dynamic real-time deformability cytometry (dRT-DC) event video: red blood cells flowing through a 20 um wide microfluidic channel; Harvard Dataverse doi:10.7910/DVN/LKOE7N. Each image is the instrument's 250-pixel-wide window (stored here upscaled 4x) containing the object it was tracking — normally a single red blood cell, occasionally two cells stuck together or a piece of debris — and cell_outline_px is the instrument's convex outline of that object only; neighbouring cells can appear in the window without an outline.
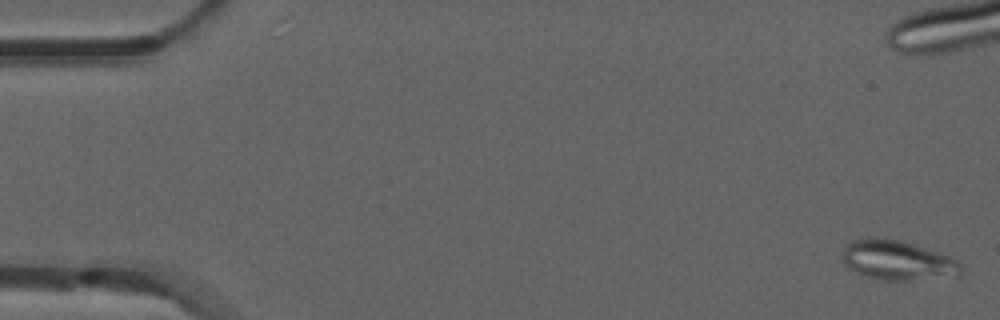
{"species": "common noctule bat (a hibernating species)", "species_latin": "Nyctalus noctula", "temperature_condition": "room temperature", "stored_images_in_passage": 5, "camera_frame_rate_fps": 3000, "um_per_image_px": 0.085, "animal": {"sex": "male", "forearm_length_mm": 52.5}, "frame": {"image": 1, "passage_image": 1, "time_ms": 0.0, "image_size_px": [1000, 320], "cell_outline_px": [[964, 272], [960, 276], [908, 280], [880, 280], [864, 276], [848, 268], [844, 264], [844, 244], [852, 240], [864, 236], [884, 236], [900, 240], [940, 252], [952, 256], [960, 260], [964, 268]], "centroid_in_image_um": [76.33, 22.1], "position_along_channel_um": 8.7, "area_um2": 28.38}}